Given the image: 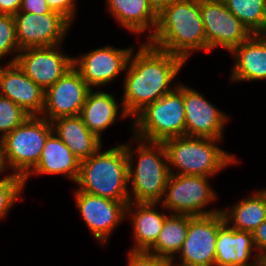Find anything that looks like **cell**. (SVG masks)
Instances as JSON below:
<instances>
[{
  "mask_svg": "<svg viewBox=\"0 0 266 266\" xmlns=\"http://www.w3.org/2000/svg\"><path fill=\"white\" fill-rule=\"evenodd\" d=\"M150 45L182 58L206 50L207 40L199 0H172L159 14Z\"/></svg>",
  "mask_w": 266,
  "mask_h": 266,
  "instance_id": "cell-2",
  "label": "cell"
},
{
  "mask_svg": "<svg viewBox=\"0 0 266 266\" xmlns=\"http://www.w3.org/2000/svg\"><path fill=\"white\" fill-rule=\"evenodd\" d=\"M157 204L129 202L126 206V216L132 214L133 206L138 207L131 217L136 241L131 251L147 252L155 244L167 216L156 211Z\"/></svg>",
  "mask_w": 266,
  "mask_h": 266,
  "instance_id": "cell-22",
  "label": "cell"
},
{
  "mask_svg": "<svg viewBox=\"0 0 266 266\" xmlns=\"http://www.w3.org/2000/svg\"><path fill=\"white\" fill-rule=\"evenodd\" d=\"M53 132L80 160L88 159L101 147V139L93 134L78 116L60 117L51 121Z\"/></svg>",
  "mask_w": 266,
  "mask_h": 266,
  "instance_id": "cell-21",
  "label": "cell"
},
{
  "mask_svg": "<svg viewBox=\"0 0 266 266\" xmlns=\"http://www.w3.org/2000/svg\"><path fill=\"white\" fill-rule=\"evenodd\" d=\"M24 179L13 173L0 179V219L5 217L24 188Z\"/></svg>",
  "mask_w": 266,
  "mask_h": 266,
  "instance_id": "cell-29",
  "label": "cell"
},
{
  "mask_svg": "<svg viewBox=\"0 0 266 266\" xmlns=\"http://www.w3.org/2000/svg\"><path fill=\"white\" fill-rule=\"evenodd\" d=\"M152 9L159 14L172 0H146Z\"/></svg>",
  "mask_w": 266,
  "mask_h": 266,
  "instance_id": "cell-36",
  "label": "cell"
},
{
  "mask_svg": "<svg viewBox=\"0 0 266 266\" xmlns=\"http://www.w3.org/2000/svg\"><path fill=\"white\" fill-rule=\"evenodd\" d=\"M185 135L221 139L228 116L201 94L184 86Z\"/></svg>",
  "mask_w": 266,
  "mask_h": 266,
  "instance_id": "cell-16",
  "label": "cell"
},
{
  "mask_svg": "<svg viewBox=\"0 0 266 266\" xmlns=\"http://www.w3.org/2000/svg\"><path fill=\"white\" fill-rule=\"evenodd\" d=\"M221 139L180 136L163 141L169 166L180 170V175L212 176L236 158L221 150L215 142Z\"/></svg>",
  "mask_w": 266,
  "mask_h": 266,
  "instance_id": "cell-4",
  "label": "cell"
},
{
  "mask_svg": "<svg viewBox=\"0 0 266 266\" xmlns=\"http://www.w3.org/2000/svg\"><path fill=\"white\" fill-rule=\"evenodd\" d=\"M80 162L69 147L52 132L45 141L39 162L24 178V184L33 172L35 174H62L76 182L80 173Z\"/></svg>",
  "mask_w": 266,
  "mask_h": 266,
  "instance_id": "cell-20",
  "label": "cell"
},
{
  "mask_svg": "<svg viewBox=\"0 0 266 266\" xmlns=\"http://www.w3.org/2000/svg\"><path fill=\"white\" fill-rule=\"evenodd\" d=\"M188 227L189 215H167L162 231L159 233L155 244L147 253L166 258L172 262L173 266V255L181 250L186 239Z\"/></svg>",
  "mask_w": 266,
  "mask_h": 266,
  "instance_id": "cell-26",
  "label": "cell"
},
{
  "mask_svg": "<svg viewBox=\"0 0 266 266\" xmlns=\"http://www.w3.org/2000/svg\"><path fill=\"white\" fill-rule=\"evenodd\" d=\"M226 223L234 229L253 232L266 220V189L255 192L232 206L231 211L221 210Z\"/></svg>",
  "mask_w": 266,
  "mask_h": 266,
  "instance_id": "cell-25",
  "label": "cell"
},
{
  "mask_svg": "<svg viewBox=\"0 0 266 266\" xmlns=\"http://www.w3.org/2000/svg\"><path fill=\"white\" fill-rule=\"evenodd\" d=\"M134 135L137 139L163 142L185 135L184 85L148 104L134 116Z\"/></svg>",
  "mask_w": 266,
  "mask_h": 266,
  "instance_id": "cell-6",
  "label": "cell"
},
{
  "mask_svg": "<svg viewBox=\"0 0 266 266\" xmlns=\"http://www.w3.org/2000/svg\"><path fill=\"white\" fill-rule=\"evenodd\" d=\"M5 159H4V152H3V145L0 139V174L5 171L6 167Z\"/></svg>",
  "mask_w": 266,
  "mask_h": 266,
  "instance_id": "cell-37",
  "label": "cell"
},
{
  "mask_svg": "<svg viewBox=\"0 0 266 266\" xmlns=\"http://www.w3.org/2000/svg\"><path fill=\"white\" fill-rule=\"evenodd\" d=\"M251 34H266V0H223Z\"/></svg>",
  "mask_w": 266,
  "mask_h": 266,
  "instance_id": "cell-27",
  "label": "cell"
},
{
  "mask_svg": "<svg viewBox=\"0 0 266 266\" xmlns=\"http://www.w3.org/2000/svg\"><path fill=\"white\" fill-rule=\"evenodd\" d=\"M22 0H0V14L12 15L18 13Z\"/></svg>",
  "mask_w": 266,
  "mask_h": 266,
  "instance_id": "cell-35",
  "label": "cell"
},
{
  "mask_svg": "<svg viewBox=\"0 0 266 266\" xmlns=\"http://www.w3.org/2000/svg\"><path fill=\"white\" fill-rule=\"evenodd\" d=\"M90 88L73 66L44 94L43 118L49 122L60 117L78 116Z\"/></svg>",
  "mask_w": 266,
  "mask_h": 266,
  "instance_id": "cell-12",
  "label": "cell"
},
{
  "mask_svg": "<svg viewBox=\"0 0 266 266\" xmlns=\"http://www.w3.org/2000/svg\"><path fill=\"white\" fill-rule=\"evenodd\" d=\"M230 223H224L218 230L216 240L215 265L227 266L246 264H260V256H255L252 263H248L255 248L252 232L234 229Z\"/></svg>",
  "mask_w": 266,
  "mask_h": 266,
  "instance_id": "cell-18",
  "label": "cell"
},
{
  "mask_svg": "<svg viewBox=\"0 0 266 266\" xmlns=\"http://www.w3.org/2000/svg\"><path fill=\"white\" fill-rule=\"evenodd\" d=\"M260 264H246L243 266H259ZM214 266H219V265H214ZM227 266H237V265H227Z\"/></svg>",
  "mask_w": 266,
  "mask_h": 266,
  "instance_id": "cell-39",
  "label": "cell"
},
{
  "mask_svg": "<svg viewBox=\"0 0 266 266\" xmlns=\"http://www.w3.org/2000/svg\"><path fill=\"white\" fill-rule=\"evenodd\" d=\"M128 261V266H172L170 260L147 252L130 251Z\"/></svg>",
  "mask_w": 266,
  "mask_h": 266,
  "instance_id": "cell-31",
  "label": "cell"
},
{
  "mask_svg": "<svg viewBox=\"0 0 266 266\" xmlns=\"http://www.w3.org/2000/svg\"><path fill=\"white\" fill-rule=\"evenodd\" d=\"M118 108L111 94L101 91L93 93L91 89L79 116L87 128L101 139V132L115 122Z\"/></svg>",
  "mask_w": 266,
  "mask_h": 266,
  "instance_id": "cell-24",
  "label": "cell"
},
{
  "mask_svg": "<svg viewBox=\"0 0 266 266\" xmlns=\"http://www.w3.org/2000/svg\"><path fill=\"white\" fill-rule=\"evenodd\" d=\"M30 115L7 97L0 95L1 138L20 126Z\"/></svg>",
  "mask_w": 266,
  "mask_h": 266,
  "instance_id": "cell-28",
  "label": "cell"
},
{
  "mask_svg": "<svg viewBox=\"0 0 266 266\" xmlns=\"http://www.w3.org/2000/svg\"><path fill=\"white\" fill-rule=\"evenodd\" d=\"M170 176L164 191L163 208L173 210L174 214L206 216L221 210H203L202 208L216 199L209 187L208 178L199 175H180L169 171ZM166 194V195H165Z\"/></svg>",
  "mask_w": 266,
  "mask_h": 266,
  "instance_id": "cell-8",
  "label": "cell"
},
{
  "mask_svg": "<svg viewBox=\"0 0 266 266\" xmlns=\"http://www.w3.org/2000/svg\"><path fill=\"white\" fill-rule=\"evenodd\" d=\"M199 5L208 52L217 46L230 52L252 35L223 0H199Z\"/></svg>",
  "mask_w": 266,
  "mask_h": 266,
  "instance_id": "cell-10",
  "label": "cell"
},
{
  "mask_svg": "<svg viewBox=\"0 0 266 266\" xmlns=\"http://www.w3.org/2000/svg\"><path fill=\"white\" fill-rule=\"evenodd\" d=\"M58 47L23 49L9 63L16 62L31 80L46 91L73 67L74 58L60 53Z\"/></svg>",
  "mask_w": 266,
  "mask_h": 266,
  "instance_id": "cell-13",
  "label": "cell"
},
{
  "mask_svg": "<svg viewBox=\"0 0 266 266\" xmlns=\"http://www.w3.org/2000/svg\"><path fill=\"white\" fill-rule=\"evenodd\" d=\"M14 50L20 52L14 16L0 14V59Z\"/></svg>",
  "mask_w": 266,
  "mask_h": 266,
  "instance_id": "cell-30",
  "label": "cell"
},
{
  "mask_svg": "<svg viewBox=\"0 0 266 266\" xmlns=\"http://www.w3.org/2000/svg\"><path fill=\"white\" fill-rule=\"evenodd\" d=\"M259 266H266V253L260 256V265Z\"/></svg>",
  "mask_w": 266,
  "mask_h": 266,
  "instance_id": "cell-38",
  "label": "cell"
},
{
  "mask_svg": "<svg viewBox=\"0 0 266 266\" xmlns=\"http://www.w3.org/2000/svg\"><path fill=\"white\" fill-rule=\"evenodd\" d=\"M0 66V95L9 98L30 116H42L45 91L15 63Z\"/></svg>",
  "mask_w": 266,
  "mask_h": 266,
  "instance_id": "cell-17",
  "label": "cell"
},
{
  "mask_svg": "<svg viewBox=\"0 0 266 266\" xmlns=\"http://www.w3.org/2000/svg\"><path fill=\"white\" fill-rule=\"evenodd\" d=\"M225 223L221 212L190 216L186 239L178 254V266H214L219 228Z\"/></svg>",
  "mask_w": 266,
  "mask_h": 266,
  "instance_id": "cell-9",
  "label": "cell"
},
{
  "mask_svg": "<svg viewBox=\"0 0 266 266\" xmlns=\"http://www.w3.org/2000/svg\"><path fill=\"white\" fill-rule=\"evenodd\" d=\"M252 237L255 248L260 251L259 256H262L266 253V220L252 232Z\"/></svg>",
  "mask_w": 266,
  "mask_h": 266,
  "instance_id": "cell-34",
  "label": "cell"
},
{
  "mask_svg": "<svg viewBox=\"0 0 266 266\" xmlns=\"http://www.w3.org/2000/svg\"><path fill=\"white\" fill-rule=\"evenodd\" d=\"M14 20L20 51L60 45L71 25L60 13L18 12L14 15Z\"/></svg>",
  "mask_w": 266,
  "mask_h": 266,
  "instance_id": "cell-11",
  "label": "cell"
},
{
  "mask_svg": "<svg viewBox=\"0 0 266 266\" xmlns=\"http://www.w3.org/2000/svg\"><path fill=\"white\" fill-rule=\"evenodd\" d=\"M76 0H46V3L51 11L60 13L70 23H72L75 14Z\"/></svg>",
  "mask_w": 266,
  "mask_h": 266,
  "instance_id": "cell-32",
  "label": "cell"
},
{
  "mask_svg": "<svg viewBox=\"0 0 266 266\" xmlns=\"http://www.w3.org/2000/svg\"><path fill=\"white\" fill-rule=\"evenodd\" d=\"M135 140L142 142L137 149L139 156L135 169L132 168L131 161L134 156L133 150L131 151L130 147L124 144L128 157V172L131 181L129 183L132 185L134 203H159L164 196L171 170L167 164L165 147L162 142H150L134 137Z\"/></svg>",
  "mask_w": 266,
  "mask_h": 266,
  "instance_id": "cell-5",
  "label": "cell"
},
{
  "mask_svg": "<svg viewBox=\"0 0 266 266\" xmlns=\"http://www.w3.org/2000/svg\"><path fill=\"white\" fill-rule=\"evenodd\" d=\"M131 53H133L131 48L116 49L106 46L81 54L77 59L74 58L73 66L90 88L102 86L126 70Z\"/></svg>",
  "mask_w": 266,
  "mask_h": 266,
  "instance_id": "cell-15",
  "label": "cell"
},
{
  "mask_svg": "<svg viewBox=\"0 0 266 266\" xmlns=\"http://www.w3.org/2000/svg\"><path fill=\"white\" fill-rule=\"evenodd\" d=\"M231 52L235 56L232 81L266 79L265 34H252Z\"/></svg>",
  "mask_w": 266,
  "mask_h": 266,
  "instance_id": "cell-19",
  "label": "cell"
},
{
  "mask_svg": "<svg viewBox=\"0 0 266 266\" xmlns=\"http://www.w3.org/2000/svg\"><path fill=\"white\" fill-rule=\"evenodd\" d=\"M132 55L126 67L122 117L137 115L148 104L172 92L169 83L185 63L182 58L149 43L140 45L139 51Z\"/></svg>",
  "mask_w": 266,
  "mask_h": 266,
  "instance_id": "cell-1",
  "label": "cell"
},
{
  "mask_svg": "<svg viewBox=\"0 0 266 266\" xmlns=\"http://www.w3.org/2000/svg\"><path fill=\"white\" fill-rule=\"evenodd\" d=\"M106 3L109 12L126 29L137 34L151 27L154 29L148 38L154 34L158 23V14L146 0H107Z\"/></svg>",
  "mask_w": 266,
  "mask_h": 266,
  "instance_id": "cell-23",
  "label": "cell"
},
{
  "mask_svg": "<svg viewBox=\"0 0 266 266\" xmlns=\"http://www.w3.org/2000/svg\"><path fill=\"white\" fill-rule=\"evenodd\" d=\"M18 12H28L33 14L57 13L50 10L46 0H22Z\"/></svg>",
  "mask_w": 266,
  "mask_h": 266,
  "instance_id": "cell-33",
  "label": "cell"
},
{
  "mask_svg": "<svg viewBox=\"0 0 266 266\" xmlns=\"http://www.w3.org/2000/svg\"><path fill=\"white\" fill-rule=\"evenodd\" d=\"M100 150L80 162L78 190L115 201L133 202L127 188L129 163L124 144L102 153Z\"/></svg>",
  "mask_w": 266,
  "mask_h": 266,
  "instance_id": "cell-3",
  "label": "cell"
},
{
  "mask_svg": "<svg viewBox=\"0 0 266 266\" xmlns=\"http://www.w3.org/2000/svg\"><path fill=\"white\" fill-rule=\"evenodd\" d=\"M53 132L52 124L42 116H29L20 126L0 138L5 163L14 175L23 179L35 168L48 136Z\"/></svg>",
  "mask_w": 266,
  "mask_h": 266,
  "instance_id": "cell-7",
  "label": "cell"
},
{
  "mask_svg": "<svg viewBox=\"0 0 266 266\" xmlns=\"http://www.w3.org/2000/svg\"><path fill=\"white\" fill-rule=\"evenodd\" d=\"M77 207L94 237L105 243L113 229L126 218V206L129 202L75 192Z\"/></svg>",
  "mask_w": 266,
  "mask_h": 266,
  "instance_id": "cell-14",
  "label": "cell"
}]
</instances>
